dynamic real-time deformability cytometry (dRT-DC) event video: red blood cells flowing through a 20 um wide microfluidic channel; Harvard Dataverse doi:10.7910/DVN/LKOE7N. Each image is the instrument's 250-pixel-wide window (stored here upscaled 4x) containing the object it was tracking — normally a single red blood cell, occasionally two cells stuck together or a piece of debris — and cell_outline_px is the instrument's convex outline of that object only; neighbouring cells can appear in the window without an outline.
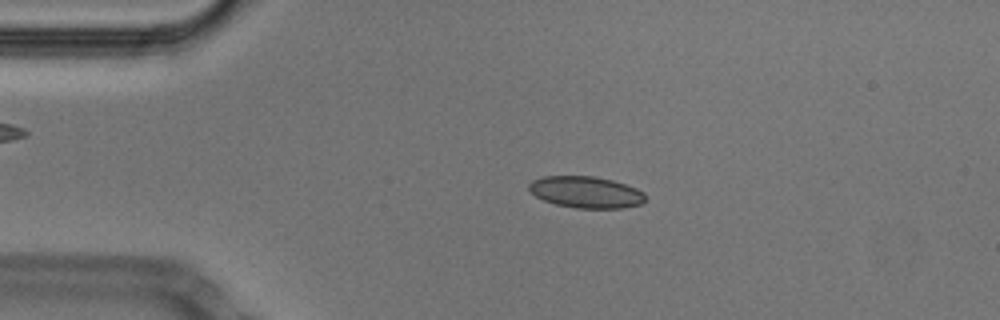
{"species": "Egyptian fruit bat (a non-hibernating species)", "species_latin": "Rousettus aegyptiacus", "temperature_condition": "cold", "stored_images_in_passage": 51, "camera_frame_rate_fps": 3000, "um_per_image_px": 0.085, "animal": {"sex": "male"}, "frame": {"image": 1, "passage_image": 10, "time_ms": 3.0, "image_size_px": [1000, 320], "cell_outline_px": [[644, 200], [640, 204], [620, 208], [576, 208], [556, 204], [544, 200], [536, 196], [528, 188], [528, 184], [532, 180], [544, 176], [596, 176], [612, 180], [636, 188], [644, 192]], "centroid_in_image_um": [49.78, 16.32], "position_along_channel_um": 35.2, "area_um2": 21.27}}
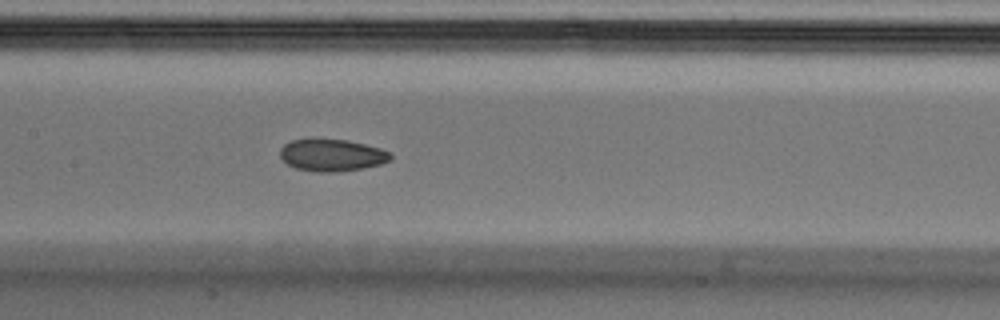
{"frame": {"image": 2, "passage_image": 24, "time_ms": 7.667, "image_size_px": [1000, 320], "cell_outline_px": [[392, 160], [380, 164], [360, 168], [336, 172], [320, 172], [296, 168], [288, 164], [280, 156], [280, 148], [284, 144], [292, 140], [348, 140], [380, 148], [388, 152], [392, 156]], "centroid_in_image_um": [28.21, 13.19], "position_along_channel_um": 179.2, "area_um2": 20.23}}
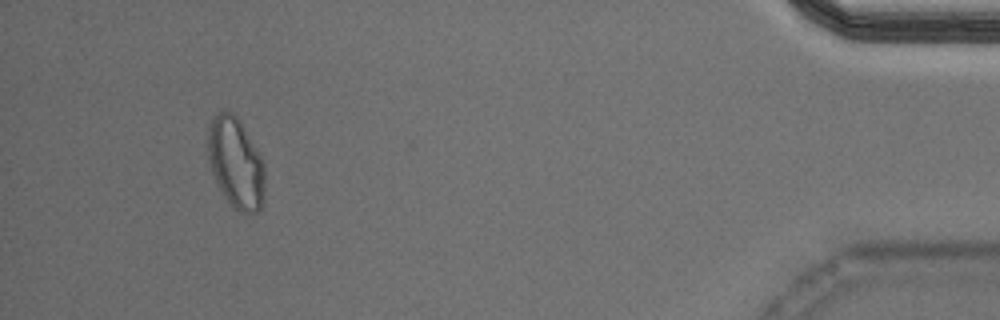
{"frame": {"image": 3, "passage_image": 48, "time_ms": 15.667, "image_size_px": [1000, 320], "cell_outline_px": [[264, 204], [256, 212], [240, 212], [232, 208], [224, 196], [212, 172], [208, 156], [208, 128], [212, 120], [220, 112], [232, 112], [240, 120], [264, 160]], "centroid_in_image_um": [20.07, 13.87], "position_along_channel_um": 415.1, "area_um2": 30.06}, "authors_computed_cell_mechanics": {"area_um2": 21.2704, "velocity_mm_per_s": 3.7896, "shape_relaxation_time_tau1_ms": 8.5905, "shape_relaxation_time_tau2_ms": 3.194, "deformation_change_tau1": 0.1279, "deformation_change_tau2": 0.0666}}